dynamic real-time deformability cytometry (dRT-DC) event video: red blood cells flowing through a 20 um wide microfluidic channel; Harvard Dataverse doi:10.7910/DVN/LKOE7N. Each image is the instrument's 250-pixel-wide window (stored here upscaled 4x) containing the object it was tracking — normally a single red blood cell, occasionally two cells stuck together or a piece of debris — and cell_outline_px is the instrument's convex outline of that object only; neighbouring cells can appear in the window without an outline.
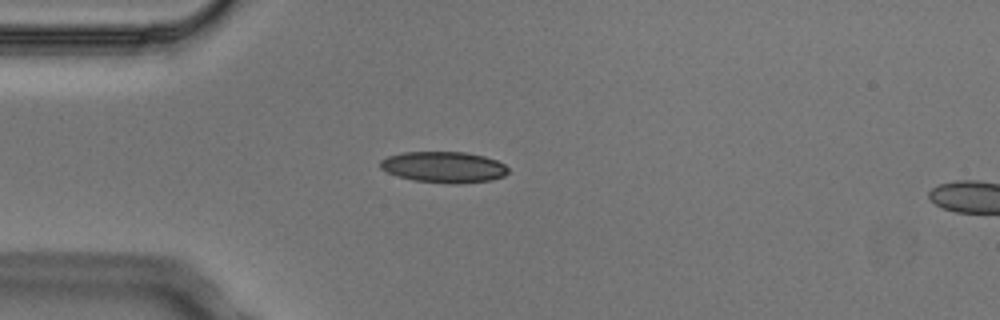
{"species": "Egyptian fruit bat (a non-hibernating species)", "species_latin": "Rousettus aegyptiacus", "temperature_condition": "cold", "stored_images_in_passage": 2, "segment_of_instrument_passage": [1, 2], "camera_frame_rate_fps": 3000, "um_per_image_px": 0.085, "animal": {"sex": "male"}, "frame": {"image": 1, "passage_image": 1, "time_ms": 0.0, "image_size_px": [1000, 320], "cell_outline_px": [[508, 172], [504, 176], [492, 180], [460, 184], [452, 184], [412, 180], [396, 176], [380, 168], [380, 160], [388, 156], [404, 152], [464, 152], [484, 156], [496, 160], [504, 164], [508, 168]], "centroid_in_image_um": [37.72, 14.21], "position_along_channel_um": 47.3, "area_um2": 23.29}}